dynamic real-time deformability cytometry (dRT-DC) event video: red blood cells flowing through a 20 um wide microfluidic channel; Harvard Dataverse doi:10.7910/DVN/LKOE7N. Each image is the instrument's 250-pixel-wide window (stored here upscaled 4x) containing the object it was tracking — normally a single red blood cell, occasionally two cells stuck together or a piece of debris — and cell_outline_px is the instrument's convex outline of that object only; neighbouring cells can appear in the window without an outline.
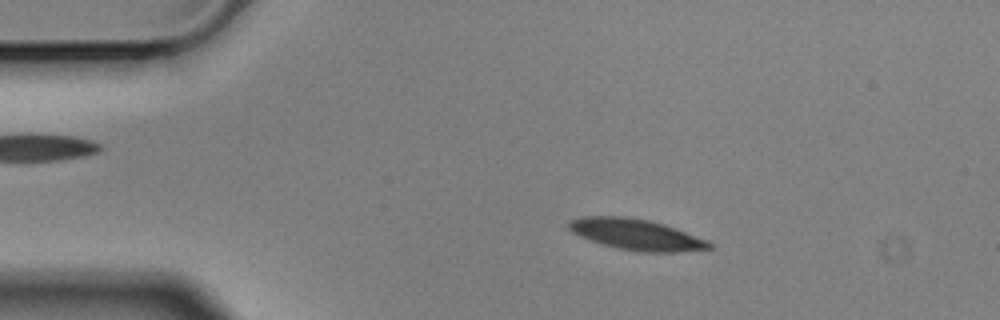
{"species": "Egyptian fruit bat (a non-hibernating species)", "species_latin": "Rousettus aegyptiacus", "temperature_condition": "cold", "stored_images_in_passage": 5, "camera_frame_rate_fps": 3000, "um_per_image_px": 0.085, "animal": {"sex": "male"}, "frame": {"image": 1, "passage_image": 2, "time_ms": 0.333, "image_size_px": [1000, 320], "cell_outline_px": [[712, 248], [676, 252], [636, 252], [616, 248], [580, 236], [572, 232], [568, 228], [568, 220], [584, 216], [624, 216], [648, 220], [664, 224], [676, 228], [708, 240], [712, 244]], "centroid_in_image_um": [54.08, 19.93], "position_along_channel_um": 30.9, "area_um2": 25.32}}
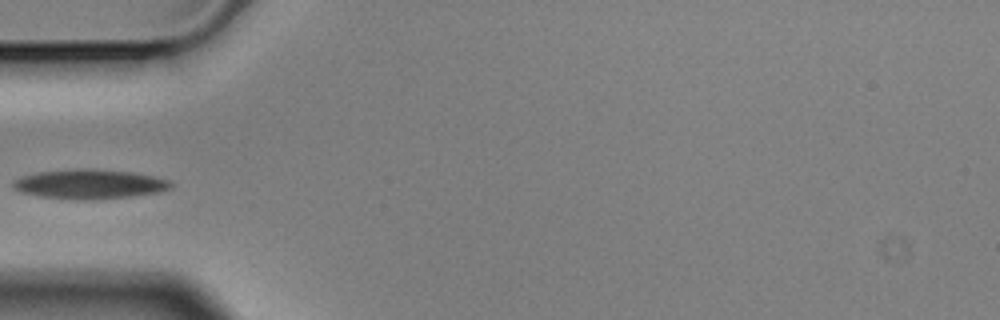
{"frame": {"image": 2, "passage_image": 4, "time_ms": 1.0, "image_size_px": [1000, 320], "cell_outline_px": [[172, 188], [160, 192], [132, 196], [96, 200], [68, 200], [36, 196], [20, 192], [12, 188], [12, 180], [20, 176], [36, 172], [76, 168], [92, 168], [132, 172], [156, 176], [168, 180], [172, 184]], "centroid_in_image_um": [7.56, 15.65], "position_along_channel_um": 77.4, "area_um2": 27.92}}
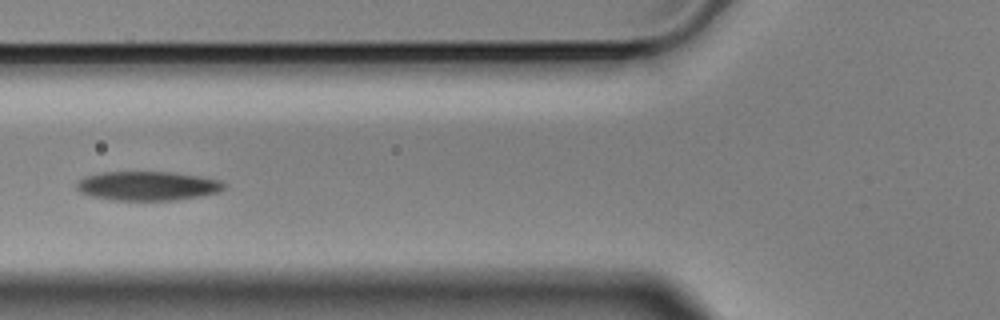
{"frame": {"image": 3, "passage_image": 5, "time_ms": 1.333, "image_size_px": [1000, 320], "cell_outline_px": [[224, 188], [220, 192], [200, 196], [176, 200], [116, 200], [88, 196], [80, 192], [76, 188], [76, 184], [80, 180], [88, 176], [100, 172], [172, 172], [220, 180], [224, 184]], "centroid_in_image_um": [12.53, 15.81], "position_along_channel_um": 113.3, "area_um2": 24.91}}